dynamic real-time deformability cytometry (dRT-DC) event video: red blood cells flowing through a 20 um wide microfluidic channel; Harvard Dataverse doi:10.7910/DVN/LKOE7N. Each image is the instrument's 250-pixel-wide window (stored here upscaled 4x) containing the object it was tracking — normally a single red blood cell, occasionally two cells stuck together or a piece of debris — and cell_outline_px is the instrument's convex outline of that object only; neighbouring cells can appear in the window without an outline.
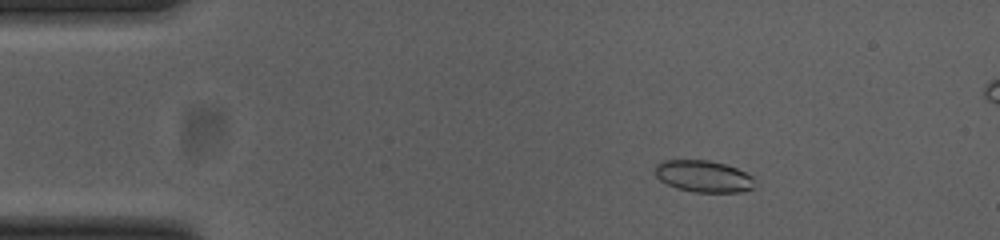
{"species": "common noctule bat (a hibernating species)", "species_latin": "Nyctalus noctula", "temperature_condition": "cold", "stored_images_in_passage": 48, "camera_frame_rate_fps": 3000, "um_per_image_px": 0.085, "animal": {"sex": "female", "body_mass_g": 23.0, "forearm_length_mm": 53.4}, "frame": {"image": 1, "passage_image": 1, "time_ms": 0.0, "image_size_px": [1000, 240], "cell_outline_px": [[752, 188], [740, 192], [696, 192], [676, 188], [660, 180], [656, 176], [656, 164], [664, 160], [708, 160], [724, 164], [736, 168], [752, 176]], "centroid_in_image_um": [59.76, 14.98], "position_along_channel_um": 25.2, "area_um2": 18.15}}
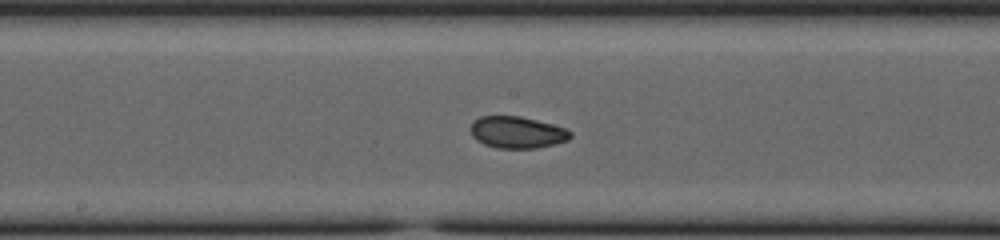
{"frame": {"image": 2, "passage_image": 21, "time_ms": 6.667, "image_size_px": [1000, 240], "cell_outline_px": [[572, 136], [568, 140], [536, 148], [496, 148], [484, 144], [476, 140], [472, 136], [472, 124], [480, 116], [520, 116], [568, 128], [572, 132]], "centroid_in_image_um": [43.99, 11.25], "position_along_channel_um": 204.2, "area_um2": 18.38}}
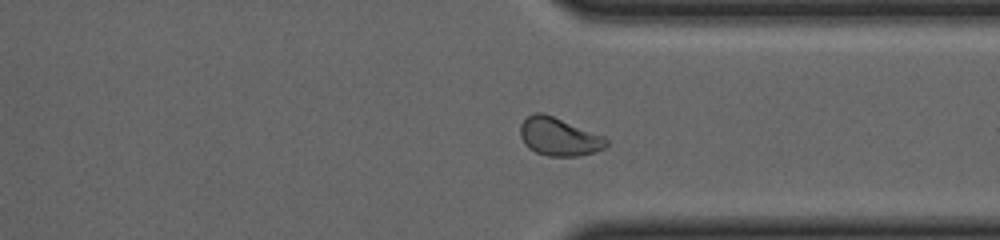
{"frame": {"image": 3, "passage_image": 34, "time_ms": 11.0, "image_size_px": [1000, 240], "cell_outline_px": [[608, 144], [604, 148], [592, 152], [576, 156], [548, 156], [536, 152], [528, 148], [524, 144], [520, 136], [520, 124], [532, 112], [544, 112], [604, 136], [608, 140]], "centroid_in_image_um": [47.48, 11.6], "position_along_channel_um": 363.9, "area_um2": 19.19}, "authors_computed_cell_mechanics": {"area_um2": 18.8717, "velocity_mm_per_s": 3.6876, "shape_relaxation_time_tau1_ms": null, "shape_relaxation_time_tau2_ms": 1.7487, "deformation_change_tau1": null, "deformation_change_tau2": 0.0534}}